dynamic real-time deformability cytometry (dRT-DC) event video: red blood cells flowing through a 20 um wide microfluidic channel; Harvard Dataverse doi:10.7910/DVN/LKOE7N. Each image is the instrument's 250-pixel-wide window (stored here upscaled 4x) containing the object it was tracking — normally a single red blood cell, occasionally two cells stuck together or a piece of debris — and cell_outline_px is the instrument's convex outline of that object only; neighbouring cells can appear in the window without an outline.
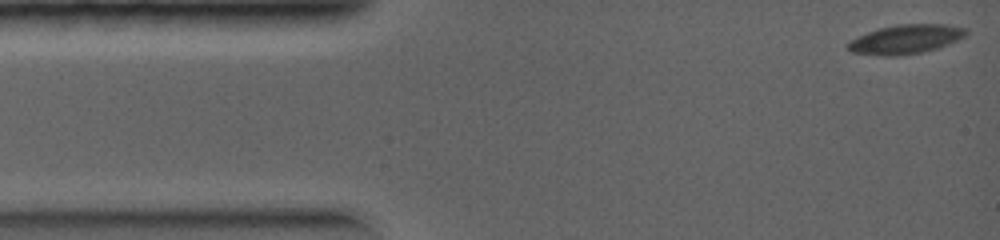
{"species": "common noctule bat (a hibernating species)", "species_latin": "Nyctalus noctula", "temperature_condition": "warm", "stored_images_in_passage": 53, "camera_frame_rate_fps": 5000, "um_per_image_px": 0.085, "animal": {"sex": "female", "body_mass_g": 19.0, "forearm_length_mm": 56.7}, "frame": {"image": 1, "passage_image": 1, "time_ms": 0.0, "image_size_px": [1000, 240], "cell_outline_px": [[968, 32], [964, 36], [948, 44], [936, 48], [920, 52], [896, 56], [888, 56], [852, 52], [844, 44], [856, 36], [880, 28], [896, 24], [948, 24], [968, 28]], "centroid_in_image_um": [76.97, 3.32], "position_along_channel_um": 8.0, "area_um2": 20.0}}
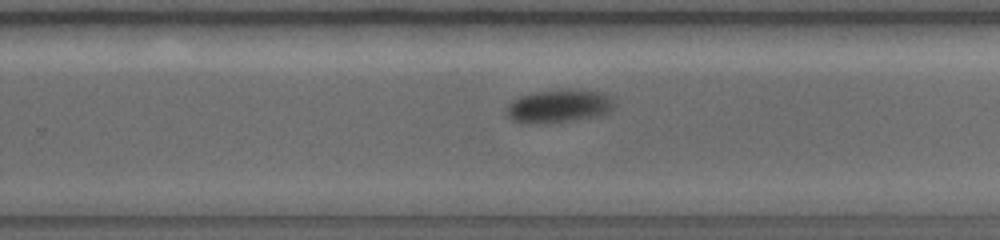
{"frame": {"image": 2, "passage_image": 38, "time_ms": 5.8, "image_size_px": [1000, 240], "cell_outline_px": [[612, 108], [608, 112], [600, 116], [572, 120], [536, 124], [524, 124], [512, 120], [508, 116], [504, 108], [512, 100], [520, 96], [536, 92], [568, 88], [596, 92], [608, 96], [612, 100]], "centroid_in_image_um": [47.42, 9.03], "position_along_channel_um": 282.4, "area_um2": 20.81}}
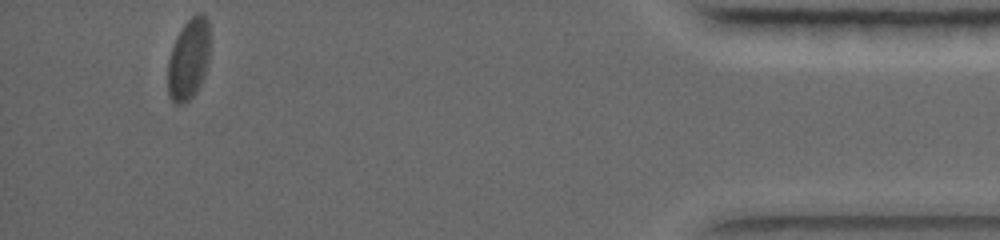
{"frame": {"image": 3, "passage_image": 53, "time_ms": 9.2, "image_size_px": [1000, 240], "cell_outline_px": [[208, 60], [204, 76], [196, 92], [188, 100], [180, 104], [176, 104], [172, 100], [168, 92], [168, 60], [176, 36], [184, 24], [196, 12], [204, 12], [208, 20]], "centroid_in_image_um": [16.03, 5.0], "position_along_channel_um": 419.2, "area_um2": 19.77}}